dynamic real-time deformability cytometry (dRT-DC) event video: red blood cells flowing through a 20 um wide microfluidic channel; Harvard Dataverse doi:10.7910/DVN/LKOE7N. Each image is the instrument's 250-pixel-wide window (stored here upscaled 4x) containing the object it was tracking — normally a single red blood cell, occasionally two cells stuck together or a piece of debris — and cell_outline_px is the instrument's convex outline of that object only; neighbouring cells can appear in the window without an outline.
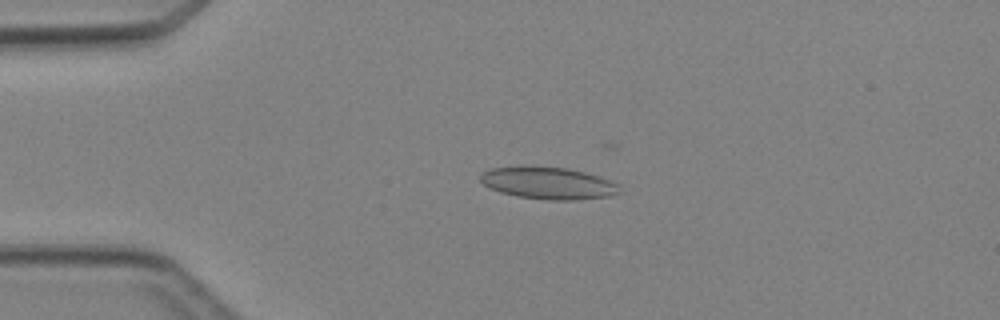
{"species": "Egyptian fruit bat (a non-hibernating species)", "species_latin": "Rousettus aegyptiacus", "temperature_condition": "cold", "stored_images_in_passage": 5, "camera_frame_rate_fps": 3000, "um_per_image_px": 0.085, "animal": {"sex": "female"}, "frame": {"image": 1, "passage_image": 4, "time_ms": 3.667, "image_size_px": [1000, 320], "cell_outline_px": [[620, 192], [608, 196], [576, 200], [548, 200], [516, 196], [500, 192], [484, 184], [480, 180], [480, 172], [492, 168], [520, 164], [524, 164], [568, 168], [584, 172], [608, 180], [616, 184]], "centroid_in_image_um": [46.51, 15.53], "position_along_channel_um": 38.5, "area_um2": 26.3}}